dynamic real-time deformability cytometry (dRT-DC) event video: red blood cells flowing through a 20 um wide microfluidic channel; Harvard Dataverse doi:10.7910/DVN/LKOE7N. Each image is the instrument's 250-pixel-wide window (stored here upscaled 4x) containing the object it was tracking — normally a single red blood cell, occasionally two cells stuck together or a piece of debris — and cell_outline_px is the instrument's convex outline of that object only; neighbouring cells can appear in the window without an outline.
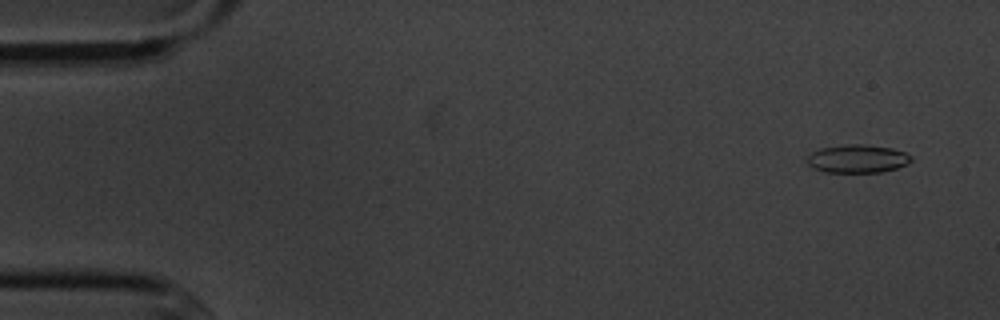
{"species": "common noctule bat (a hibernating species)", "species_latin": "Nyctalus noctula", "temperature_condition": "cold", "stored_images_in_passage": 4, "camera_frame_rate_fps": 3000, "um_per_image_px": 0.085, "animal": {"sex": "male", "body_mass_g": 20.1, "forearm_length_mm": 53.5}, "frame": {"image": 1, "passage_image": 1, "time_ms": 0.0, "image_size_px": [1000, 320], "cell_outline_px": [[912, 160], [908, 164], [896, 168], [880, 172], [824, 172], [812, 168], [808, 164], [808, 156], [812, 152], [820, 148], [844, 144], [864, 144], [892, 148], [904, 152], [912, 156]], "centroid_in_image_um": [72.88, 13.49], "position_along_channel_um": 12.1, "area_um2": 17.17}}